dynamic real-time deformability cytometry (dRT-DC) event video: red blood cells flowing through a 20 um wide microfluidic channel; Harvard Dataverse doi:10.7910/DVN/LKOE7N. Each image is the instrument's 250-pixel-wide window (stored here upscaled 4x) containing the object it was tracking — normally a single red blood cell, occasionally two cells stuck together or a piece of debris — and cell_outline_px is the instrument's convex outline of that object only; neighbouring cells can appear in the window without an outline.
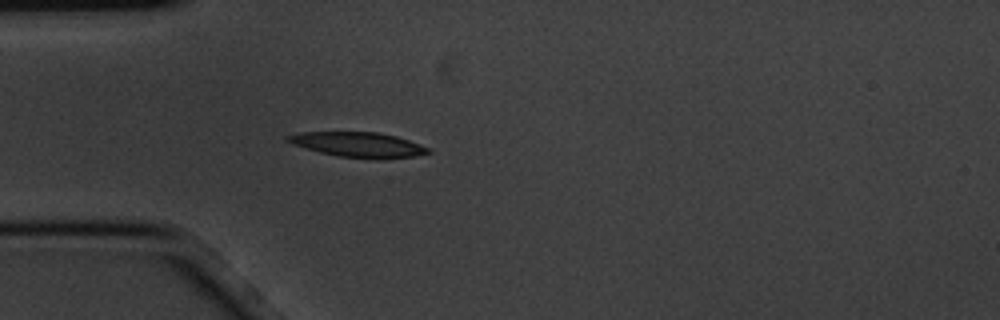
{"species": "common noctule bat (a hibernating species)", "species_latin": "Nyctalus noctula", "temperature_condition": "cold", "stored_images_in_passage": 2, "camera_frame_rate_fps": 3000, "um_per_image_px": 0.085, "animal": {"sex": "male", "body_mass_g": 20.1, "forearm_length_mm": 53.5}, "frame": {"image": 1, "passage_image": 2, "time_ms": 0.333, "image_size_px": [1000, 320], "cell_outline_px": [[432, 152], [412, 156], [340, 156], [320, 152], [292, 144], [284, 140], [284, 136], [300, 132], [380, 132], [396, 136], [432, 148]], "centroid_in_image_um": [30.38, 12.24], "position_along_channel_um": 54.6, "area_um2": 19.59}}